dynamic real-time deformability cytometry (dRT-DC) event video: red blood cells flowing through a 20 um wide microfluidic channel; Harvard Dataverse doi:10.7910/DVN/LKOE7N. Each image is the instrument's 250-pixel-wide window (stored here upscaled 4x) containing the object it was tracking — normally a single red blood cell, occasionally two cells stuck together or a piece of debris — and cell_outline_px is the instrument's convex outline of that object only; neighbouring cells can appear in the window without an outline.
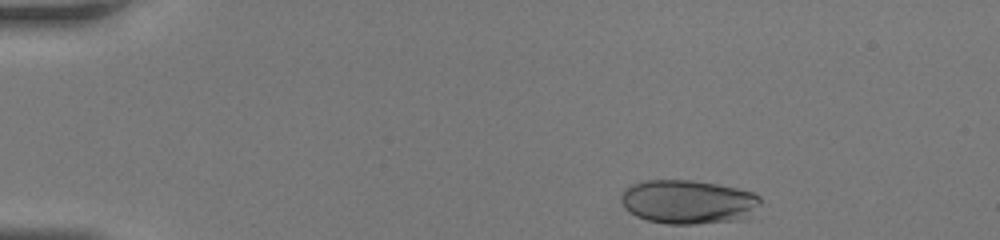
{"species": "human", "species_latin": "Homo sapiens", "temperature_condition": "room temperature", "stored_images_in_passage": 33, "camera_frame_rate_fps": 3000, "um_per_image_px": 0.085, "donor": {"sex": "female"}, "frame": {"image": 1, "passage_image": 1, "time_ms": 0.0, "image_size_px": [1000, 240], "cell_outline_px": [[760, 204], [752, 216], [748, 220], [696, 224], [668, 224], [648, 220], [636, 216], [628, 212], [624, 208], [620, 200], [620, 196], [624, 188], [628, 184], [644, 180], [692, 180], [716, 184], [736, 188], [752, 192], [760, 196]], "centroid_in_image_um": [58.49, 17.17], "position_along_channel_um": 26.5, "area_um2": 36.47}}
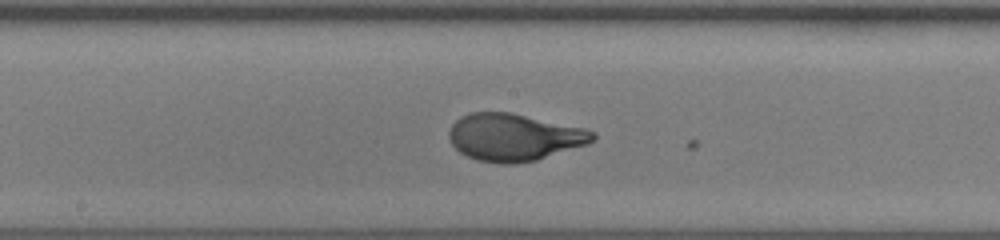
{"frame": {"image": 2, "passage_image": 19, "time_ms": 6.0, "image_size_px": [1000, 240], "cell_outline_px": [[596, 140], [588, 144], [536, 160], [516, 164], [500, 164], [476, 160], [460, 152], [452, 144], [448, 136], [448, 132], [452, 124], [460, 116], [468, 112], [508, 112], [584, 128], [596, 132]], "centroid_in_image_um": [43.69, 11.67], "position_along_channel_um": 204.5, "area_um2": 39.65}}
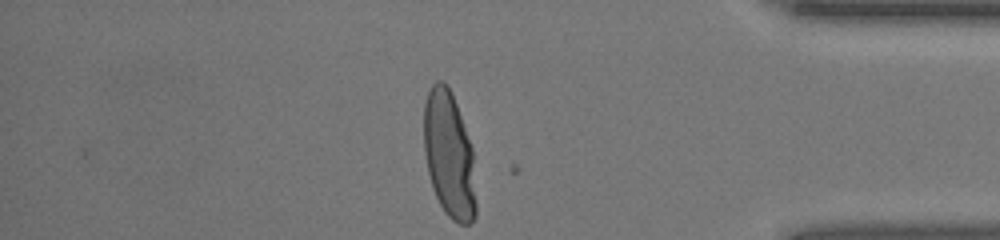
{"frame": {"image": 3, "passage_image": 33, "time_ms": 10.667, "image_size_px": [1000, 240], "cell_outline_px": [[476, 216], [472, 224], [460, 224], [452, 220], [444, 212], [432, 188], [428, 172], [424, 152], [424, 104], [428, 92], [432, 84], [436, 80], [440, 80], [452, 92], [472, 148], [476, 204]], "centroid_in_image_um": [38.17, 13.2], "position_along_channel_um": 397.0, "area_um2": 38.38}}